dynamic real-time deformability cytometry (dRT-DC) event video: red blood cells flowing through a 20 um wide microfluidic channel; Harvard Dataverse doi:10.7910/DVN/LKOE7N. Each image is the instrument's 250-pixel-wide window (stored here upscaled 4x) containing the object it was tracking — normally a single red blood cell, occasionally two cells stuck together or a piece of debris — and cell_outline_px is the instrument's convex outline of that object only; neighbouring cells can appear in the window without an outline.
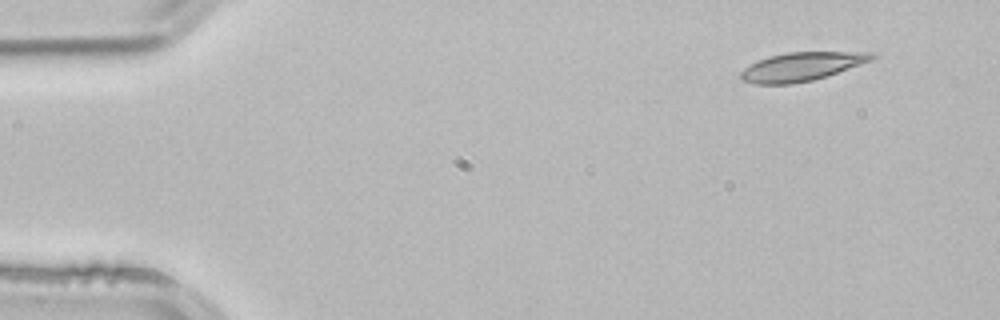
{"species": "common noctule bat (a hibernating species)", "species_latin": "Nyctalus noctula", "temperature_condition": "room temperature", "stored_images_in_passage": 2, "camera_frame_rate_fps": 3000, "um_per_image_px": 0.085, "animal": {"sex": "male", "body_mass_g": 21.5, "forearm_length_mm": 52.0}, "frame": {"image": 1, "passage_image": 1, "time_ms": 0.0, "image_size_px": [1000, 320], "cell_outline_px": [[876, 56], [872, 60], [812, 80], [792, 84], [752, 84], [740, 80], [740, 72], [744, 68], [756, 60], [768, 56], [788, 52], [876, 52]], "centroid_in_image_um": [68.06, 5.66], "position_along_channel_um": 16.9, "area_um2": 21.79}}